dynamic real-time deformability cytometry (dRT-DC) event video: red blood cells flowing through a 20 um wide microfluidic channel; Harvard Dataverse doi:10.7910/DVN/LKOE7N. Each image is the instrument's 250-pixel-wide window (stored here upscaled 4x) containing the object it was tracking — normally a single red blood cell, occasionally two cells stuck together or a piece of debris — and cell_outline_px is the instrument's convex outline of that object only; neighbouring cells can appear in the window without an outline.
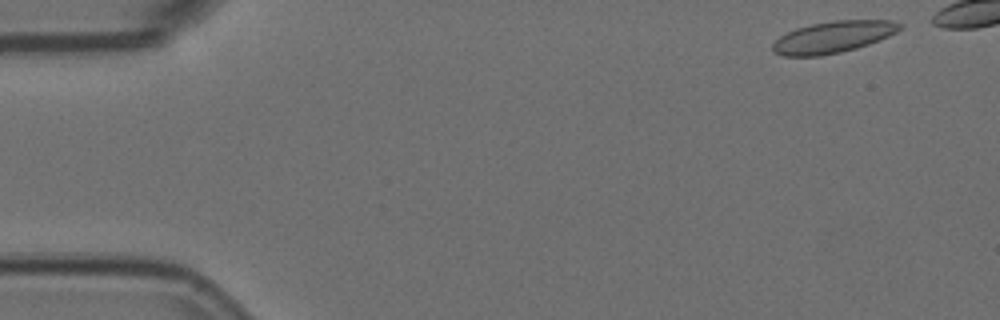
{"species": "Egyptian fruit bat (a non-hibernating species)", "species_latin": "Rousettus aegyptiacus", "temperature_condition": "room temperature", "stored_images_in_passage": 48, "camera_frame_rate_fps": 3000, "um_per_image_px": 0.085, "animal": {"sex": "female"}, "frame": {"image": 1, "passage_image": 2, "time_ms": 0.333, "image_size_px": [1000, 320], "cell_outline_px": [[904, 28], [880, 40], [856, 48], [840, 52], [820, 56], [784, 56], [772, 52], [772, 44], [780, 36], [796, 28], [812, 24], [836, 20], [892, 20], [904, 24]], "centroid_in_image_um": [70.84, 3.14], "position_along_channel_um": 14.2, "area_um2": 23.52}}
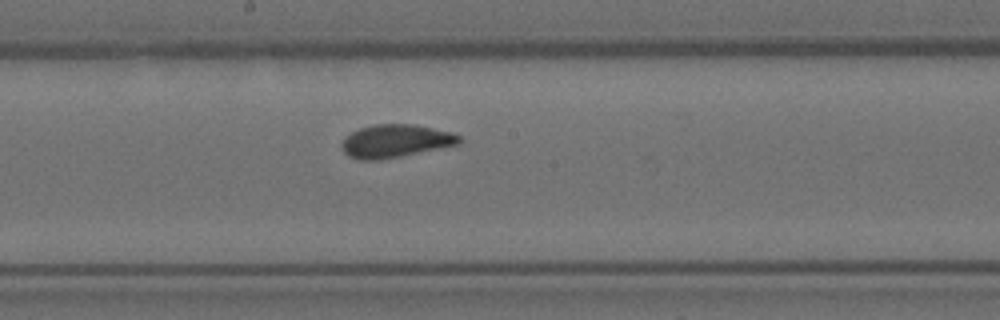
{"frame": {"image": 2, "passage_image": 28, "time_ms": 9.0, "image_size_px": [1000, 320], "cell_outline_px": [[464, 140], [460, 144], [380, 160], [360, 160], [348, 156], [340, 148], [340, 144], [352, 132], [360, 128], [376, 124], [412, 124], [452, 132], [460, 136]], "centroid_in_image_um": [33.62, 11.99], "position_along_channel_um": 214.6, "area_um2": 22.54}}
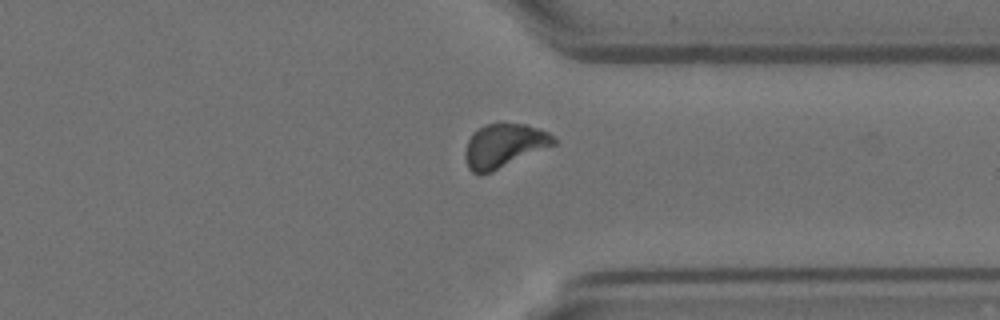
{"frame": {"image": 3, "passage_image": 41, "time_ms": 13.333, "image_size_px": [1000, 320], "cell_outline_px": [[556, 144], [492, 172], [480, 176], [472, 172], [468, 168], [464, 156], [464, 152], [468, 140], [480, 128], [488, 124], [524, 124], [548, 132], [556, 140]], "centroid_in_image_um": [42.82, 12.43], "position_along_channel_um": 368.6, "area_um2": 22.37}, "authors_computed_cell_mechanics": {"area_um2": 22.4842, "velocity_mm_per_s": 3.5947, "shape_relaxation_time_tau1_ms": null, "shape_relaxation_time_tau2_ms": 0.7319, "deformation_change_tau1": null, "deformation_change_tau2": 0.0487}}